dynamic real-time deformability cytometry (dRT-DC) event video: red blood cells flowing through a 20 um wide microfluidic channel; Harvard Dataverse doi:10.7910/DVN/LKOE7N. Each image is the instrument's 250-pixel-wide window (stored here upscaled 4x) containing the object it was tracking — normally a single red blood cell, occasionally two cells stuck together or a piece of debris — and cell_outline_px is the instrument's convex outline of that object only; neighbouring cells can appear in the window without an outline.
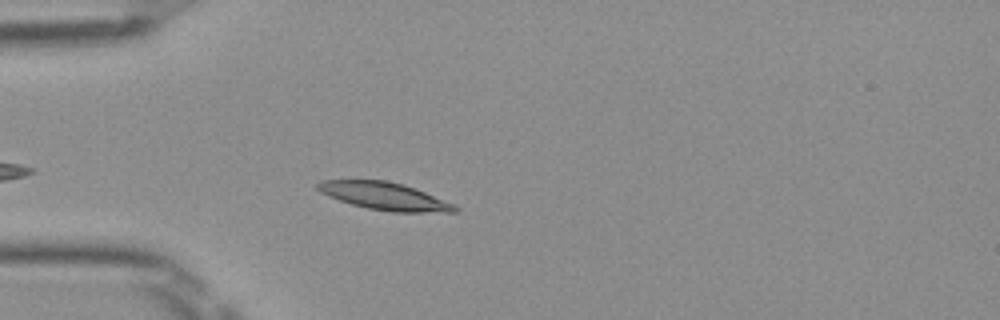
{"species": "Egyptian fruit bat (a non-hibernating species)", "species_latin": "Rousettus aegyptiacus", "temperature_condition": "room temperature", "stored_images_in_passage": 42, "camera_frame_rate_fps": 3000, "um_per_image_px": 0.085, "frame": {"image": 1, "passage_image": 5, "time_ms": 1.333, "image_size_px": [1000, 320], "cell_outline_px": [[460, 212], [392, 212], [368, 208], [352, 204], [328, 196], [320, 192], [316, 188], [316, 184], [320, 180], [384, 180], [400, 184], [424, 192], [456, 204], [460, 208]], "centroid_in_image_um": [32.7, 16.68], "position_along_channel_um": 52.3, "area_um2": 21.91}}
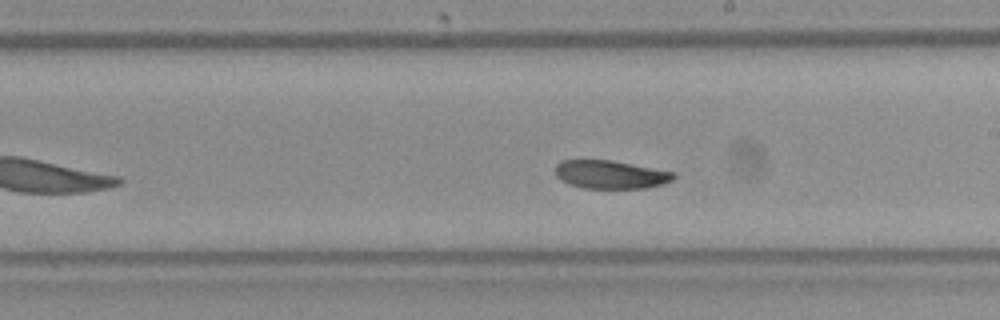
{"frame": {"image": 2, "passage_image": 20, "time_ms": 6.333, "image_size_px": [1000, 320], "cell_outline_px": [[676, 176], [672, 180], [664, 184], [644, 188], [584, 188], [568, 184], [560, 180], [556, 176], [556, 164], [564, 160], [612, 160], [676, 172]], "centroid_in_image_um": [51.91, 14.83], "position_along_channel_um": 237.1, "area_um2": 19.59}}
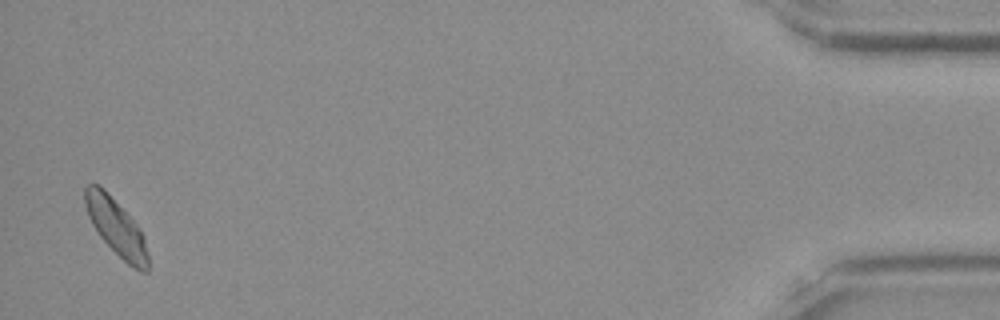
{"frame": {"image": 3, "passage_image": 41, "time_ms": 13.333, "image_size_px": [1000, 320], "cell_outline_px": [[148, 272], [140, 272], [132, 268], [100, 236], [92, 224], [88, 216], [84, 204], [84, 188], [88, 184], [100, 184], [108, 192], [136, 224], [144, 236], [148, 252]], "centroid_in_image_um": [9.87, 19.3], "position_along_channel_um": 425.3, "area_um2": 20.69}, "authors_computed_cell_mechanics": {"area_um2": 20.6635, "velocity_mm_per_s": 3.9095, "shape_relaxation_time_tau1_ms": 2.4482, "shape_relaxation_time_tau2_ms": 4.3977, "deformation_change_tau1": 0.0726, "deformation_change_tau2": 0.0764}}